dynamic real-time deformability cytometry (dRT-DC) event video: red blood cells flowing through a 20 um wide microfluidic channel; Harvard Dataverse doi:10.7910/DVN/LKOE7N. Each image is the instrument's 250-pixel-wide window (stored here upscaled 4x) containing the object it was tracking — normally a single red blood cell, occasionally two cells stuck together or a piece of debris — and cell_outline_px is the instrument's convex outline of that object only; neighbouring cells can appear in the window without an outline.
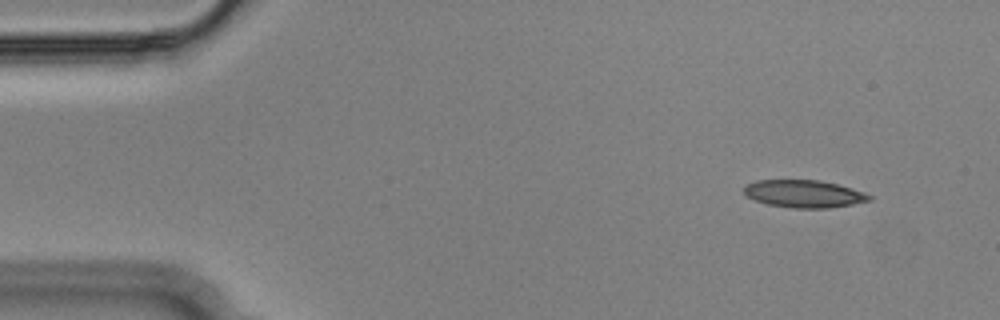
{"species": "Egyptian fruit bat (a non-hibernating species)", "species_latin": "Rousettus aegyptiacus", "temperature_condition": "cold", "stored_images_in_passage": 50, "camera_frame_rate_fps": 3000, "um_per_image_px": 0.085, "animal": {"sex": "male"}, "frame": {"image": 1, "passage_image": 1, "time_ms": 0.0, "image_size_px": [1000, 320], "cell_outline_px": [[872, 200], [852, 204], [828, 208], [792, 208], [768, 204], [756, 200], [748, 196], [744, 192], [744, 184], [756, 180], [820, 180], [852, 188], [864, 192], [872, 196]], "centroid_in_image_um": [68.34, 16.47], "position_along_channel_um": 16.7, "area_um2": 20.06}}
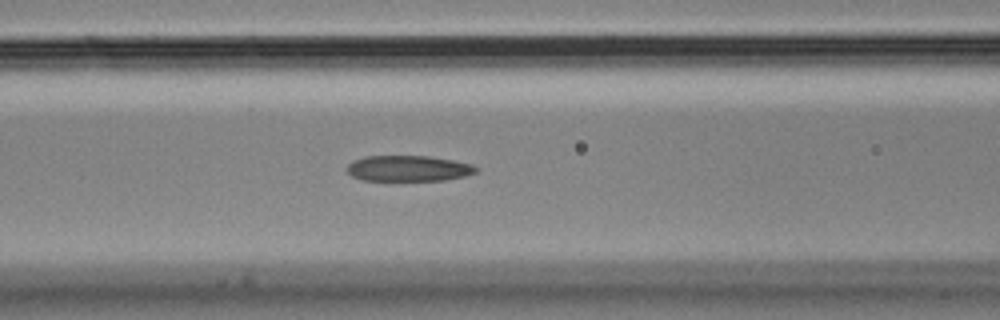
{"frame": {"image": 2, "passage_image": 18, "time_ms": 5.667, "image_size_px": [1000, 320], "cell_outline_px": [[480, 168], [476, 172], [464, 176], [444, 180], [360, 180], [352, 176], [348, 172], [348, 164], [352, 160], [364, 156], [428, 156], [452, 160], [472, 164]], "centroid_in_image_um": [34.71, 14.31], "position_along_channel_um": 131.9, "area_um2": 19.36}}
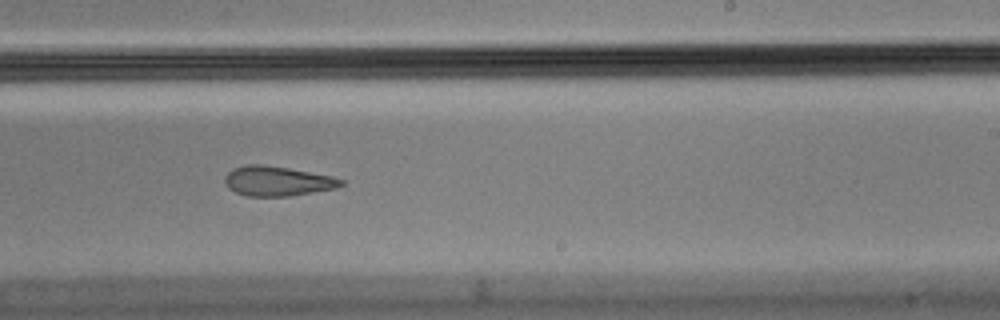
{"frame": {"image": 3, "passage_image": 29, "time_ms": 9.333, "image_size_px": [1000, 320], "cell_outline_px": [[344, 184], [336, 188], [288, 196], [248, 196], [236, 192], [228, 188], [224, 180], [224, 176], [232, 168], [244, 164], [264, 164], [288, 168], [332, 176], [344, 180]], "centroid_in_image_um": [23.54, 15.38], "position_along_channel_um": 265.5, "area_um2": 20.17}, "authors_computed_cell_mechanics": {"area_um2": 20.8369, "velocity_mm_per_s": 3.6452, "shape_relaxation_time_tau1_ms": null, "shape_relaxation_time_tau2_ms": 5.3487, "deformation_change_tau1": null, "deformation_change_tau2": 0.1439}}